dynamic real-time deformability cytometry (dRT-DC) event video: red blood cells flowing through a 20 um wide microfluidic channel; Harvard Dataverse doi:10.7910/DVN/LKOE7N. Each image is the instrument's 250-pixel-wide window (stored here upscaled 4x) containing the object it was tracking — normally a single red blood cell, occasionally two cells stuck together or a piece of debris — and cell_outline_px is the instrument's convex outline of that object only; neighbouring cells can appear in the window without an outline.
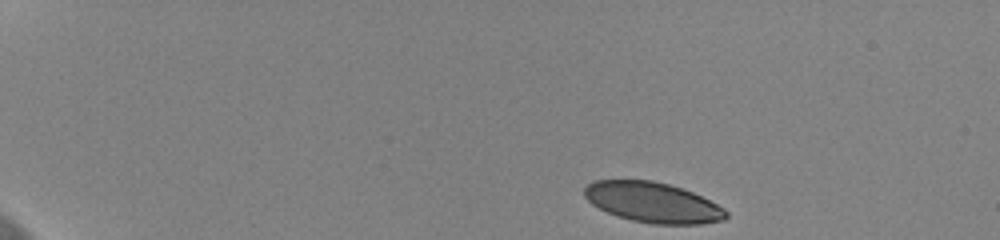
{"species": "human", "species_latin": "Homo sapiens", "temperature_condition": "cold", "stored_images_in_passage": 48, "camera_frame_rate_fps": 3000, "um_per_image_px": 0.085, "donor": {"sex": "female"}, "frame": {"image": 1, "passage_image": 1, "time_ms": 0.0, "image_size_px": [1000, 240], "cell_outline_px": [[728, 216], [724, 220], [700, 224], [652, 224], [632, 220], [616, 216], [592, 204], [584, 196], [584, 188], [588, 184], [596, 180], [652, 180], [668, 184], [692, 192], [724, 208], [728, 212]], "centroid_in_image_um": [55.48, 17.21], "position_along_channel_um": 29.5, "area_um2": 33.06}}
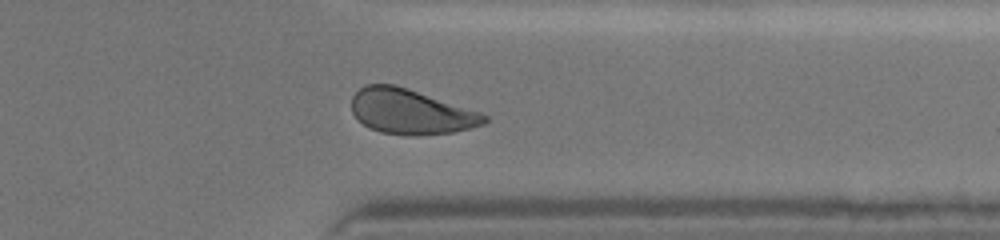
{"frame": {"image": 2, "passage_image": 39, "time_ms": 12.667, "image_size_px": [1000, 240], "cell_outline_px": [[488, 120], [484, 124], [472, 128], [452, 132], [416, 136], [408, 136], [380, 132], [368, 128], [352, 112], [352, 96], [364, 84], [392, 84], [408, 88], [480, 112], [488, 116]], "centroid_in_image_um": [34.91, 9.5], "position_along_channel_um": 376.5, "area_um2": 34.85}}
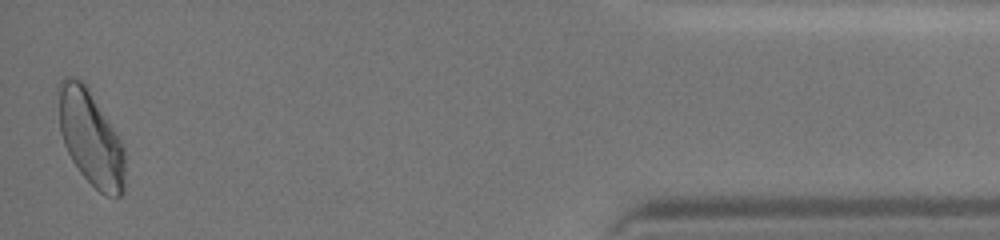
{"frame": {"image": 3, "passage_image": 48, "time_ms": 15.667, "image_size_px": [1000, 240], "cell_outline_px": [[124, 192], [120, 196], [104, 196], [80, 172], [72, 160], [64, 144], [60, 132], [56, 92], [56, 88], [60, 80], [64, 76], [72, 76], [80, 80], [84, 84], [112, 124], [124, 148]], "centroid_in_image_um": [7.67, 11.69], "position_along_channel_um": 427.5, "area_um2": 36.99}, "authors_computed_cell_mechanics": {"area_um2": 35.5181, "velocity_mm_per_s": 3.6151, "shape_relaxation_time_tau1_ms": 6.3568, "shape_relaxation_time_tau2_ms": 1.9336, "deformation_change_tau1": 0.1263, "deformation_change_tau2": 0.0668}}